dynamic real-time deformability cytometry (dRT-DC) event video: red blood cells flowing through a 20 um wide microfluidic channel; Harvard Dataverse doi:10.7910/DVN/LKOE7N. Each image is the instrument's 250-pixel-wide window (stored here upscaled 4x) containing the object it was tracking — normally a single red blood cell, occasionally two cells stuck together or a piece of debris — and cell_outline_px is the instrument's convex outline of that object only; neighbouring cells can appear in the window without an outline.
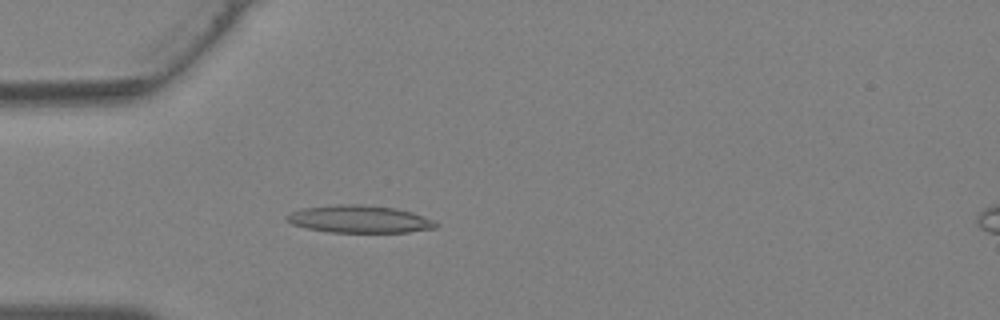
{"species": "Egyptian fruit bat (a non-hibernating species)", "species_latin": "Rousettus aegyptiacus", "temperature_condition": "warm", "stored_images_in_passage": 35, "camera_frame_rate_fps": 3000, "um_per_image_px": 0.085, "animal": {"sex": "female"}, "frame": {"image": 1, "passage_image": 8, "time_ms": 2.333, "image_size_px": [1000, 320], "cell_outline_px": [[440, 224], [436, 228], [408, 232], [328, 232], [308, 228], [292, 224], [284, 220], [284, 216], [300, 208], [336, 204], [364, 204], [396, 208], [412, 212], [432, 220]], "centroid_in_image_um": [30.52, 18.62], "position_along_channel_um": 54.5, "area_um2": 24.04}}
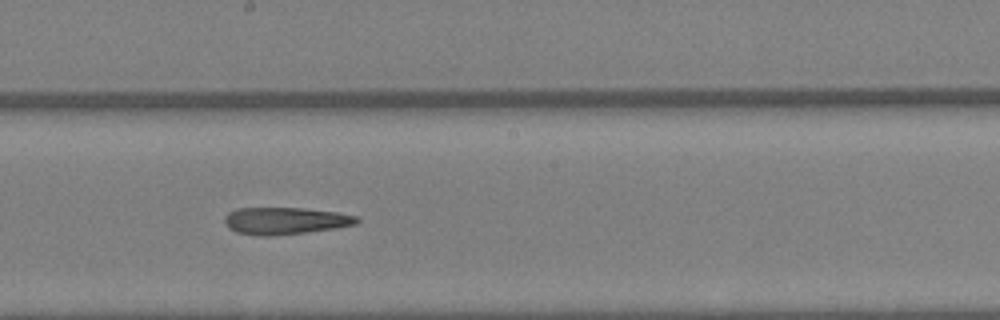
{"frame": {"image": 2, "passage_image": 18, "time_ms": 5.667, "image_size_px": [1000, 320], "cell_outline_px": [[360, 220], [356, 224], [308, 232], [268, 236], [260, 236], [236, 232], [228, 228], [224, 224], [224, 216], [228, 212], [236, 208], [304, 208], [340, 212], [356, 216]], "centroid_in_image_um": [24.2, 18.76], "position_along_channel_um": 224.0, "area_um2": 20.98}}
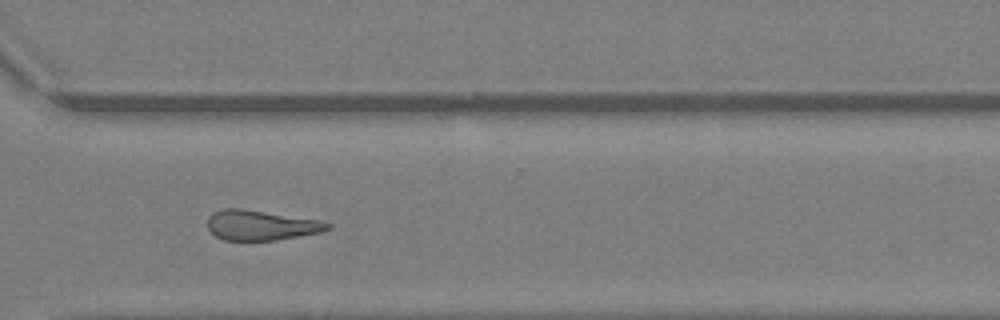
{"frame": {"image": 3, "passage_image": 25, "time_ms": 8.0, "image_size_px": [1000, 320], "cell_outline_px": [[332, 228], [320, 232], [276, 240], [224, 240], [216, 236], [208, 228], [208, 216], [212, 212], [224, 208], [240, 208], [320, 220], [332, 224]], "centroid_in_image_um": [22.18, 19.14], "position_along_channel_um": 348.4, "area_um2": 20.92}}